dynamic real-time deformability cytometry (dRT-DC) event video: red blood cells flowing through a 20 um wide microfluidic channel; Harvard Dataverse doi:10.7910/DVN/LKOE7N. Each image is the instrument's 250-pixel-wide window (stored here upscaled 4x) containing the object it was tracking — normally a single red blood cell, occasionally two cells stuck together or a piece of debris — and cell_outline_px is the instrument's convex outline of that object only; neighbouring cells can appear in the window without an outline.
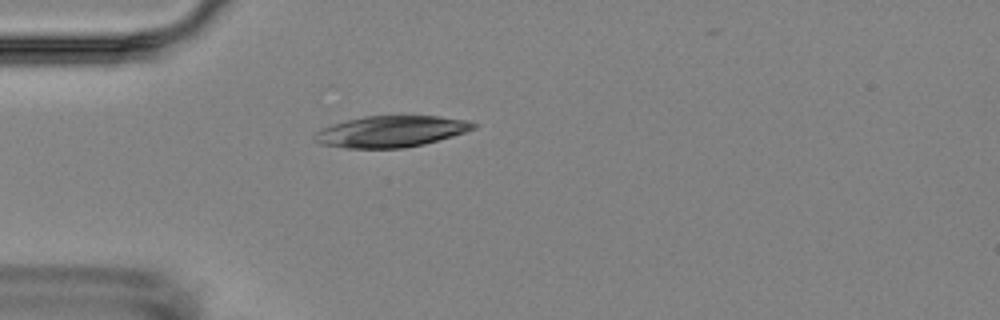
{"species": "Egyptian fruit bat (a non-hibernating species)", "species_latin": "Rousettus aegyptiacus", "temperature_condition": "room temperature", "stored_images_in_passage": 1, "camera_frame_rate_fps": 3000, "um_per_image_px": 0.085, "animal": {"sex": "female"}, "frame": {"image": 1, "passage_image": 1, "time_ms": 0.0, "image_size_px": [1000, 320], "cell_outline_px": [[476, 128], [452, 136], [424, 144], [404, 148], [344, 148], [320, 144], [312, 140], [312, 132], [320, 128], [332, 124], [364, 116], [440, 116], [468, 120], [476, 124]], "centroid_in_image_um": [33.16, 11.18], "position_along_channel_um": 51.8, "area_um2": 29.19}}